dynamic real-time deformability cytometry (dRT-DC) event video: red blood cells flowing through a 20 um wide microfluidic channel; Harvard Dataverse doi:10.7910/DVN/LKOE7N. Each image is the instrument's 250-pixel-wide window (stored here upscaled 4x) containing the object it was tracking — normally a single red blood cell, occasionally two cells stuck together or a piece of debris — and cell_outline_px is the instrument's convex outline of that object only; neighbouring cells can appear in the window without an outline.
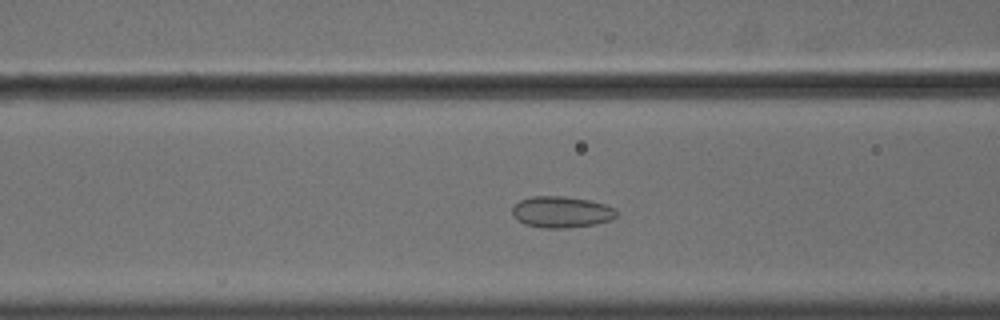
{"species": "common noctule bat (a hibernating species)", "species_latin": "Nyctalus noctula", "temperature_condition": "cold", "stored_images_in_passage": 55, "camera_frame_rate_fps": 3000, "um_per_image_px": 0.085, "animal": {"sex": "male", "body_mass_g": 18.8}, "frame": {"image": 1, "passage_image": 22, "time_ms": 7.0, "image_size_px": [1000, 320], "cell_outline_px": [[616, 216], [612, 220], [596, 224], [564, 228], [544, 228], [524, 224], [512, 216], [512, 208], [520, 200], [532, 196], [564, 196], [588, 200], [604, 204], [616, 208]], "centroid_in_image_um": [47.72, 18.02], "position_along_channel_um": 118.9, "area_um2": 19.07}}
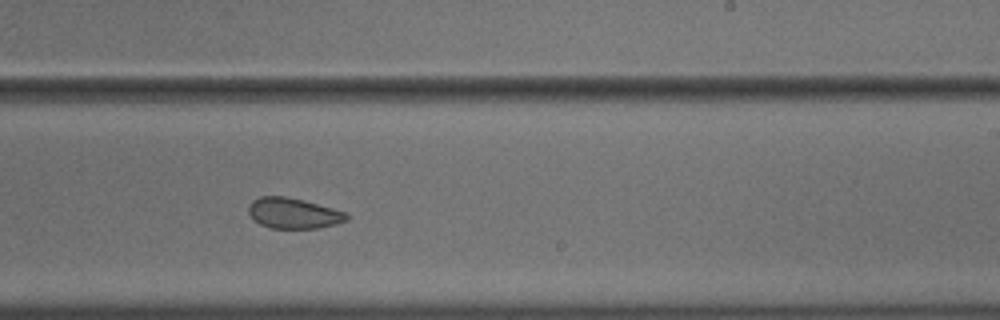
{"frame": {"image": 2, "passage_image": 34, "time_ms": 11.0, "image_size_px": [1000, 320], "cell_outline_px": [[348, 220], [336, 224], [320, 228], [272, 228], [260, 224], [248, 212], [248, 204], [252, 200], [260, 196], [284, 196], [304, 200], [348, 212]], "centroid_in_image_um": [24.97, 18.11], "position_along_channel_um": 264.0, "area_um2": 17.57}}
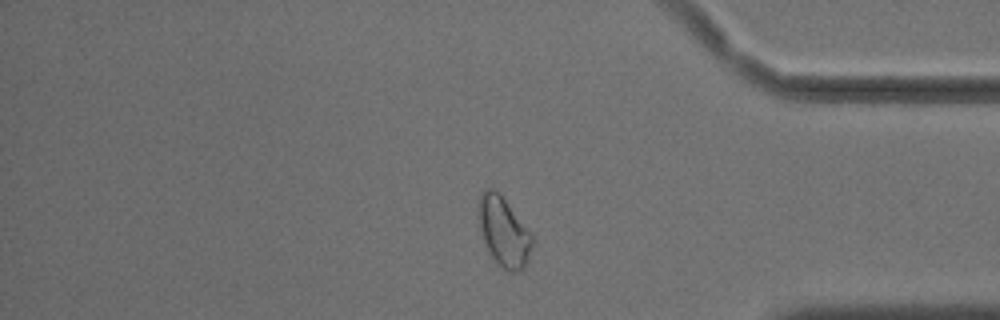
{"frame": {"image": 3, "passage_image": 46, "time_ms": 15.0, "image_size_px": [1000, 320], "cell_outline_px": [[532, 244], [524, 268], [516, 272], [508, 272], [488, 252], [480, 232], [476, 216], [476, 208], [480, 196], [484, 188], [492, 188], [504, 200], [532, 236]], "centroid_in_image_um": [42.73, 19.69], "position_along_channel_um": 392.5, "area_um2": 21.27}, "authors_computed_cell_mechanics": {"area_um2": 20.4034, "velocity_mm_per_s": 3.6204, "shape_relaxation_time_tau1_ms": null, "shape_relaxation_time_tau2_ms": 2.6469, "deformation_change_tau1": null, "deformation_change_tau2": 0.0701}}